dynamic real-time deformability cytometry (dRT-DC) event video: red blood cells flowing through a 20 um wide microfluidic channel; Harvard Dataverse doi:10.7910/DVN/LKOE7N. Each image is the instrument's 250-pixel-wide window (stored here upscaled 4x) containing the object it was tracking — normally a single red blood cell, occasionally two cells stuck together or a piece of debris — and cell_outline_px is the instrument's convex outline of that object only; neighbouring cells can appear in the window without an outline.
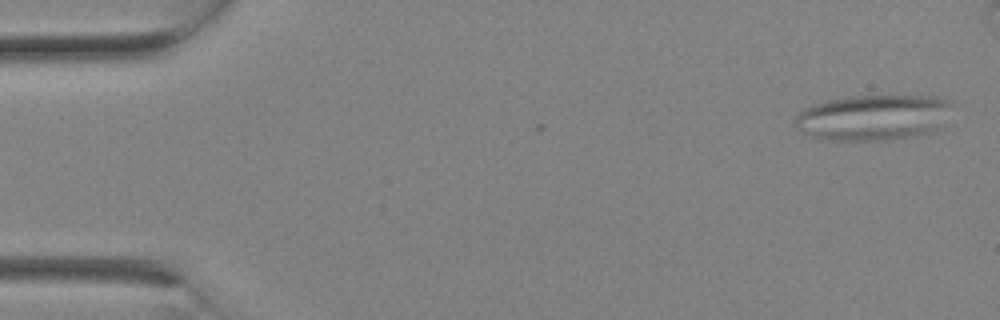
{"species": "Egyptian fruit bat (a non-hibernating species)", "species_latin": "Rousettus aegyptiacus", "temperature_condition": "room temperature", "stored_images_in_passage": 3, "camera_frame_rate_fps": 3000, "um_per_image_px": 0.085, "animal": {"sex": "female"}, "frame": {"image": 1, "passage_image": 1, "time_ms": 0.0, "image_size_px": [1000, 320], "cell_outline_px": [[956, 100], [932, 128], [928, 132], [916, 136], [888, 140], [828, 140], [812, 136], [800, 128], [796, 124], [796, 116], [804, 108], [812, 104], [828, 100], [852, 96], [936, 96]], "centroid_in_image_um": [74.19, 9.96], "position_along_channel_um": 10.8, "area_um2": 40.98}}